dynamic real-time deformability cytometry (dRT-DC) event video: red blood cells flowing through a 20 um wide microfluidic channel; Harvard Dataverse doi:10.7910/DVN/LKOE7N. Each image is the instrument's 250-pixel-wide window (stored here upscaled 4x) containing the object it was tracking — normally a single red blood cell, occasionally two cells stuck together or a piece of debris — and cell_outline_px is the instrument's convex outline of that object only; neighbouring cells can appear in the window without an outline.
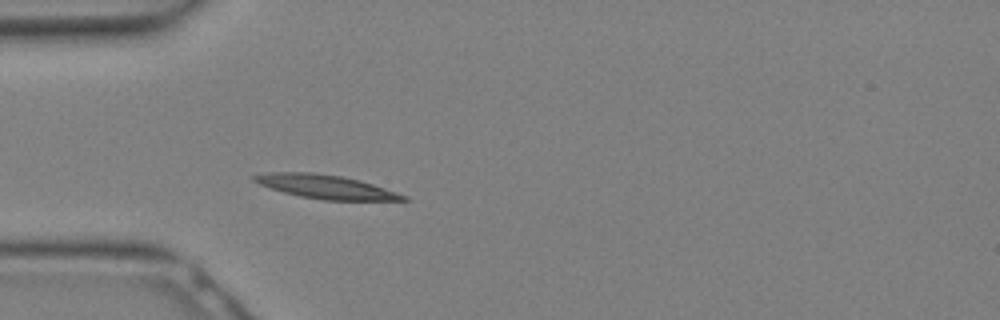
{"species": "Egyptian fruit bat (a non-hibernating species)", "species_latin": "Rousettus aegyptiacus", "temperature_condition": "warm", "stored_images_in_passage": 15, "camera_frame_rate_fps": 3000, "um_per_image_px": 0.085, "animal": {"sex": "female"}, "frame": {"image": 1, "passage_image": 2, "time_ms": 0.333, "image_size_px": [1000, 320], "cell_outline_px": [[408, 200], [324, 200], [300, 196], [284, 192], [260, 184], [252, 180], [248, 176], [268, 172], [312, 172], [340, 176], [360, 180], [408, 196]], "centroid_in_image_um": [27.65, 15.86], "position_along_channel_um": 57.4, "area_um2": 20.46}}
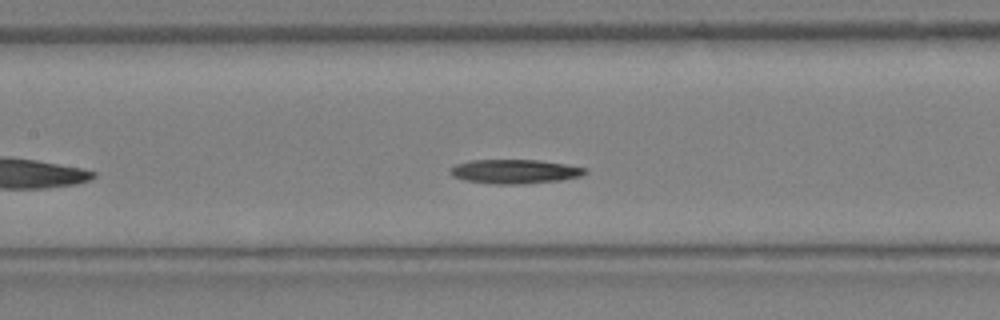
{"frame": {"image": 2, "passage_image": 7, "time_ms": 2.0, "image_size_px": [1000, 320], "cell_outline_px": [[588, 172], [580, 176], [560, 180], [520, 184], [492, 184], [464, 180], [452, 176], [448, 172], [448, 168], [456, 164], [472, 160], [540, 160], [588, 168]], "centroid_in_image_um": [43.72, 14.57], "position_along_channel_um": 163.7, "area_um2": 19.07}}
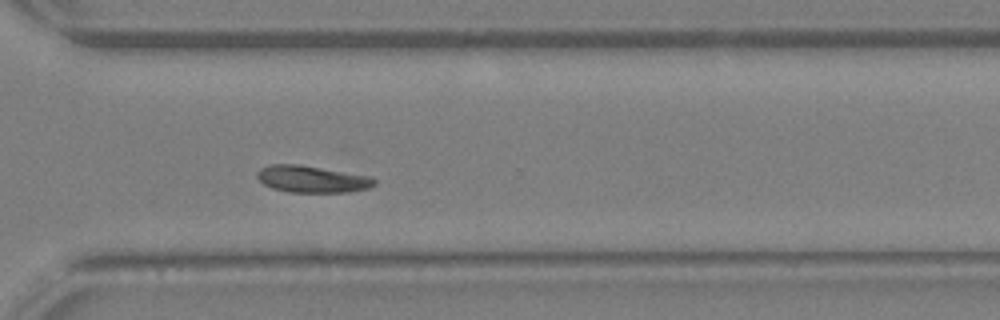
{"frame": {"image": 3, "passage_image": 15, "time_ms": 4.667, "image_size_px": [1000, 320], "cell_outline_px": [[376, 184], [368, 188], [348, 192], [288, 192], [272, 188], [264, 184], [256, 176], [256, 172], [260, 168], [268, 164], [300, 164], [372, 176], [376, 180]], "centroid_in_image_um": [26.52, 15.21], "position_along_channel_um": 344.1, "area_um2": 18.55}}